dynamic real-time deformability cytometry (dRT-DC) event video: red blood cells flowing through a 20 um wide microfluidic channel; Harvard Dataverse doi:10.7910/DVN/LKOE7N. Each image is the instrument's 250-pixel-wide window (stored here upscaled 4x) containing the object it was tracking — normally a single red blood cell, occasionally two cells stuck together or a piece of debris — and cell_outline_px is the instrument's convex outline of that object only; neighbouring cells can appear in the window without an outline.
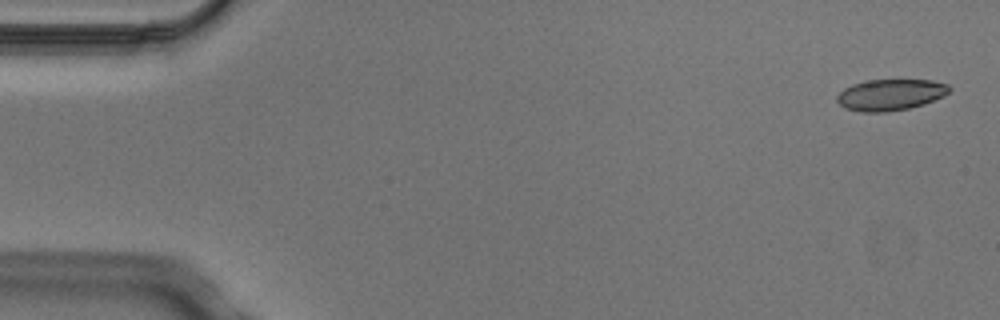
{"species": "Egyptian fruit bat (a non-hibernating species)", "species_latin": "Rousettus aegyptiacus", "temperature_condition": "cold", "stored_images_in_passage": 5, "camera_frame_rate_fps": 3000, "um_per_image_px": 0.085, "animal": {"sex": "male"}, "frame": {"image": 1, "passage_image": 1, "time_ms": 0.0, "image_size_px": [1000, 320], "cell_outline_px": [[952, 88], [944, 96], [924, 104], [908, 108], [888, 112], [860, 112], [844, 108], [836, 100], [836, 96], [844, 88], [852, 84], [864, 80], [932, 80], [948, 84]], "centroid_in_image_um": [75.67, 8.05], "position_along_channel_um": 9.3, "area_um2": 20.63}}